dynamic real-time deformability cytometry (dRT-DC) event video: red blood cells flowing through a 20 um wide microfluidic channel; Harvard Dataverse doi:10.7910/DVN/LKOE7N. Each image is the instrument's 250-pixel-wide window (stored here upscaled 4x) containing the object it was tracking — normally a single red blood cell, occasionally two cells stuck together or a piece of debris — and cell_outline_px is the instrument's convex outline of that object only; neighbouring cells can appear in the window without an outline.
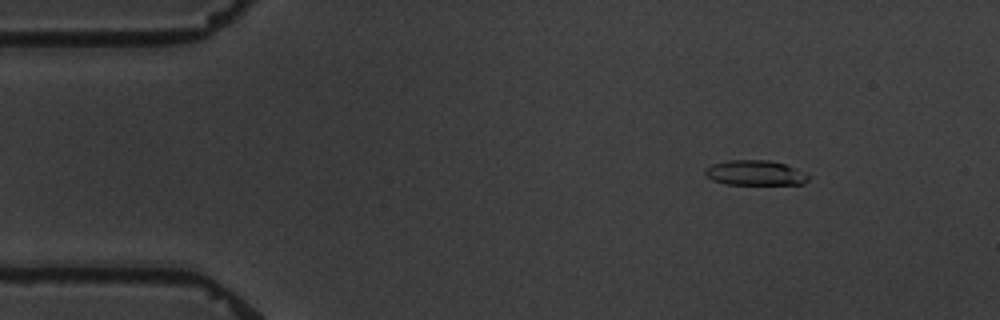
{"species": "common noctule bat (a hibernating species)", "species_latin": "Nyctalus noctula", "temperature_condition": "warm", "stored_images_in_passage": 4, "camera_frame_rate_fps": 3000, "um_per_image_px": 0.085, "animal": {"sex": "male", "body_mass_g": 19.5, "forearm_length_mm": 54.6}, "frame": {"image": 1, "passage_image": 1, "time_ms": 0.0, "image_size_px": [1000, 320], "cell_outline_px": [[808, 180], [804, 184], [724, 184], [712, 180], [704, 172], [712, 164], [728, 160], [768, 160], [784, 164], [796, 168], [808, 176]], "centroid_in_image_um": [64.18, 14.69], "position_along_channel_um": 20.8, "area_um2": 14.85}}
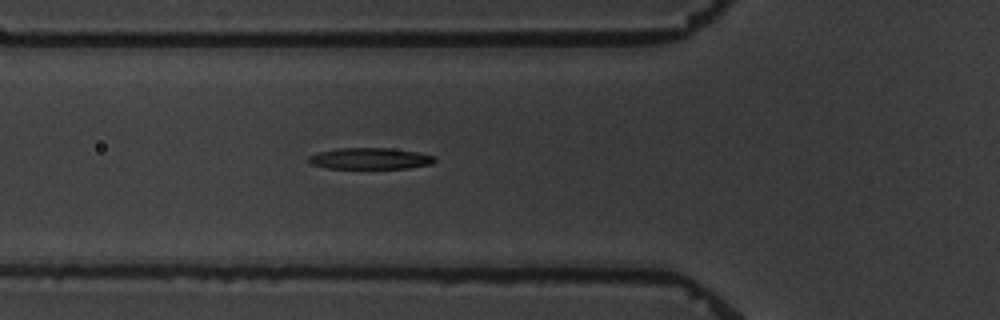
{"frame": {"image": 2, "passage_image": 4, "time_ms": 4.333, "image_size_px": [1000, 320], "cell_outline_px": [[436, 160], [432, 164], [408, 168], [328, 168], [312, 164], [308, 160], [308, 156], [316, 152], [336, 148], [388, 148], [416, 152], [436, 156]], "centroid_in_image_um": [31.45, 13.47], "position_along_channel_um": 94.4, "area_um2": 15.66}}